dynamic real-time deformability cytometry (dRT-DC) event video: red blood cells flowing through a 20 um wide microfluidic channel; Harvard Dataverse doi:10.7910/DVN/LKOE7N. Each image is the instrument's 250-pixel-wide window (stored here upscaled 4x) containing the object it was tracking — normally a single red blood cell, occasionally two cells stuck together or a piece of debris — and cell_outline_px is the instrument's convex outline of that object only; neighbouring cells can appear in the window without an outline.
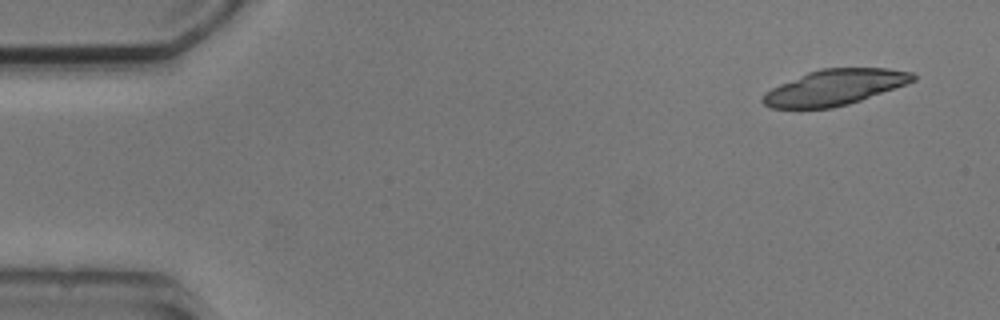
{"species": "common noctule bat (a hibernating species)", "species_latin": "Nyctalus noctula", "temperature_condition": "cold", "stored_images_in_passage": 2, "camera_frame_rate_fps": 3000, "um_per_image_px": 0.085, "animal": {"sex": "male", "body_mass_g": 20.5, "forearm_length_mm": 52.5}, "frame": {"image": 1, "passage_image": 2, "time_ms": 1.0, "image_size_px": [1000, 320], "cell_outline_px": [[916, 80], [860, 100], [848, 104], [832, 108], [772, 108], [764, 104], [760, 100], [764, 92], [780, 84], [808, 72], [820, 68], [888, 68], [912, 72], [916, 76]], "centroid_in_image_um": [70.92, 7.42], "position_along_channel_um": 14.1, "area_um2": 30.92}}